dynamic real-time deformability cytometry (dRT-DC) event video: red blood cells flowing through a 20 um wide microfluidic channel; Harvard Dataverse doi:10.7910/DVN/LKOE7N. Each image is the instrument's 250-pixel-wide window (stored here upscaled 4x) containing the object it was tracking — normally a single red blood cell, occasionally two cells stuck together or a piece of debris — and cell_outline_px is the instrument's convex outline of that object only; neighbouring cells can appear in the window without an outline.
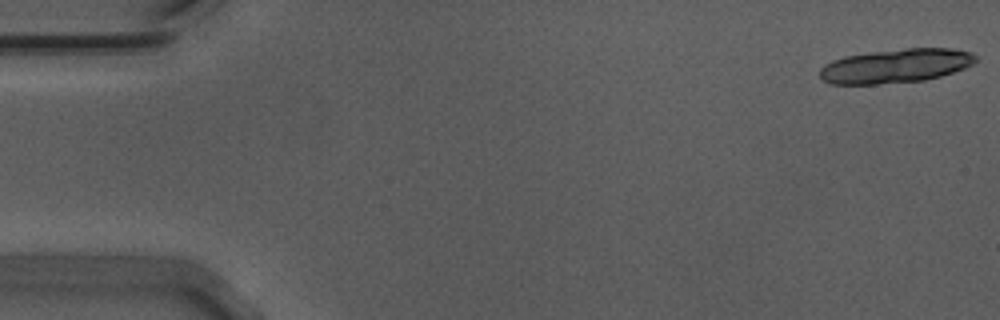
{"species": "Egyptian fruit bat (a non-hibernating species)", "species_latin": "Rousettus aegyptiacus", "temperature_condition": "warm", "stored_images_in_passage": 14, "camera_frame_rate_fps": 3000, "um_per_image_px": 0.085, "animal": {"sex": "male"}, "frame": {"image": 1, "passage_image": 1, "time_ms": 0.0, "image_size_px": [1000, 320], "cell_outline_px": [[976, 60], [972, 64], [964, 68], [940, 76], [924, 80], [876, 84], [832, 84], [824, 80], [820, 76], [820, 68], [824, 64], [832, 60], [844, 56], [872, 52], [908, 48], [952, 48], [972, 52], [976, 56]], "centroid_in_image_um": [76.13, 5.59], "position_along_channel_um": 8.9, "area_um2": 30.75}}